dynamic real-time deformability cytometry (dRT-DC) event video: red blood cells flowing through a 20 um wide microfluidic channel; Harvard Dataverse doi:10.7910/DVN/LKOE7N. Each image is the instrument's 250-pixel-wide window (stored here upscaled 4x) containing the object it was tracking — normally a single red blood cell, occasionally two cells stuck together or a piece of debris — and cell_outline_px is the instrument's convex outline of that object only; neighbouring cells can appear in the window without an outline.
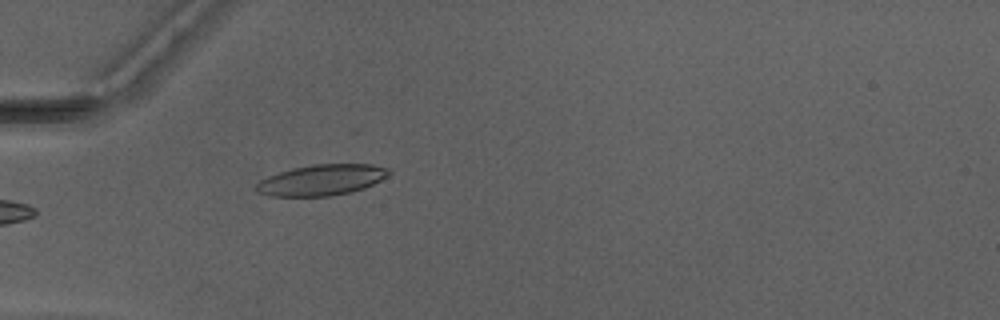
{"species": "Egyptian fruit bat (a non-hibernating species)", "species_latin": "Rousettus aegyptiacus", "temperature_condition": "warm", "stored_images_in_passage": 22, "camera_frame_rate_fps": 3000, "um_per_image_px": 0.085, "animal": {"sex": "male"}, "frame": {"image": 1, "passage_image": 1, "time_ms": 0.0, "image_size_px": [1000, 320], "cell_outline_px": [[392, 172], [388, 176], [364, 188], [352, 192], [332, 196], [272, 196], [256, 192], [256, 184], [260, 180], [268, 176], [292, 168], [312, 164], [372, 164], [388, 168]], "centroid_in_image_um": [27.35, 15.3], "position_along_channel_um": 57.6, "area_um2": 23.93}}